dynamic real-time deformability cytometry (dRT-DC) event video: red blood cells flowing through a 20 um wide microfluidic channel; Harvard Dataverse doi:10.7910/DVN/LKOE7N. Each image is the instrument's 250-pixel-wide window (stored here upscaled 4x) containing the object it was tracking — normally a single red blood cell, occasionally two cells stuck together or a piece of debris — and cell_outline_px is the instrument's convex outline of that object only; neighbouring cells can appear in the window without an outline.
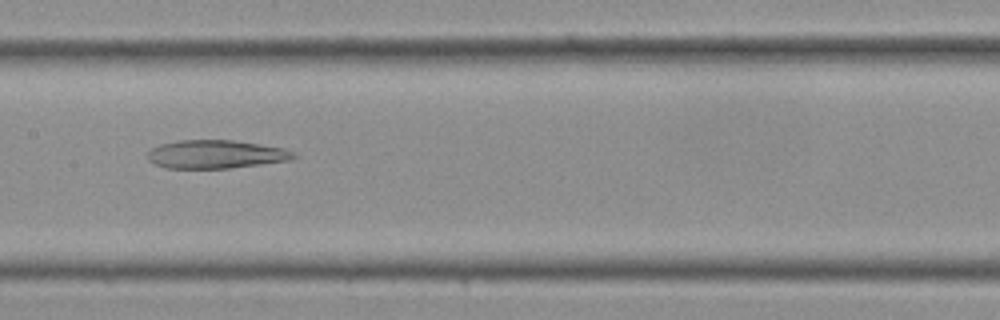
{"species": "Egyptian fruit bat (a non-hibernating species)", "species_latin": "Rousettus aegyptiacus", "temperature_condition": "cold", "stored_images_in_passage": 25, "camera_frame_rate_fps": 3000, "um_per_image_px": 0.085, "frame": {"image": 1, "passage_image": 9, "time_ms": 2.667, "image_size_px": [1000, 320], "cell_outline_px": [[296, 156], [292, 160], [228, 168], [164, 168], [148, 160], [144, 156], [152, 148], [160, 144], [176, 140], [232, 140], [284, 148], [296, 152]], "centroid_in_image_um": [18.32, 13.11], "position_along_channel_um": 189.1, "area_um2": 24.22}}
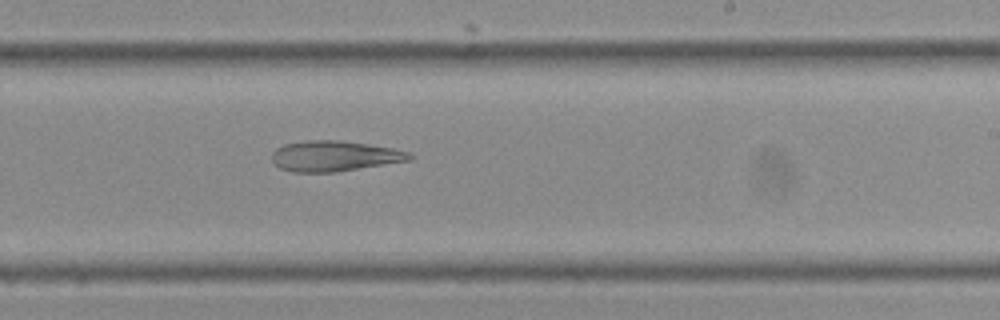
{"frame": {"image": 2, "passage_image": 13, "time_ms": 4.0, "image_size_px": [1000, 320], "cell_outline_px": [[416, 156], [412, 160], [336, 172], [292, 172], [280, 168], [272, 160], [272, 152], [276, 148], [284, 144], [308, 140], [340, 140], [368, 144], [392, 148], [412, 152]], "centroid_in_image_um": [28.47, 13.26], "position_along_channel_um": 260.5, "area_um2": 24.68}}
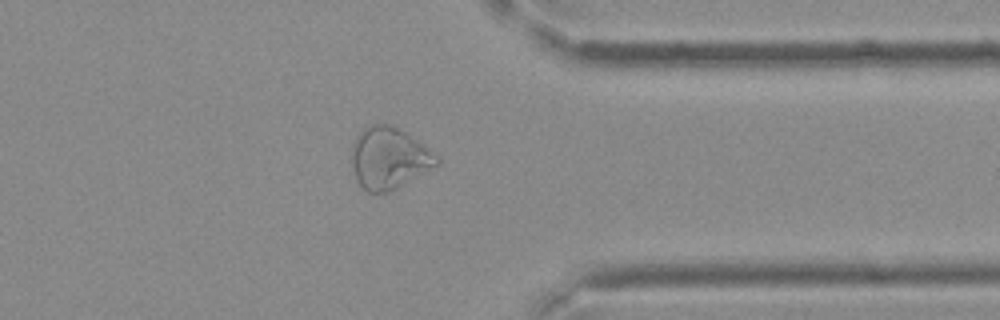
{"frame": {"image": 3, "passage_image": 20, "time_ms": 6.333, "image_size_px": [1000, 320], "cell_outline_px": [[440, 160], [436, 164], [396, 188], [388, 192], [368, 192], [356, 180], [352, 164], [352, 144], [360, 128], [372, 124], [388, 124], [404, 132], [428, 148]], "centroid_in_image_um": [32.99, 13.42], "position_along_channel_um": 378.4, "area_um2": 29.82}}